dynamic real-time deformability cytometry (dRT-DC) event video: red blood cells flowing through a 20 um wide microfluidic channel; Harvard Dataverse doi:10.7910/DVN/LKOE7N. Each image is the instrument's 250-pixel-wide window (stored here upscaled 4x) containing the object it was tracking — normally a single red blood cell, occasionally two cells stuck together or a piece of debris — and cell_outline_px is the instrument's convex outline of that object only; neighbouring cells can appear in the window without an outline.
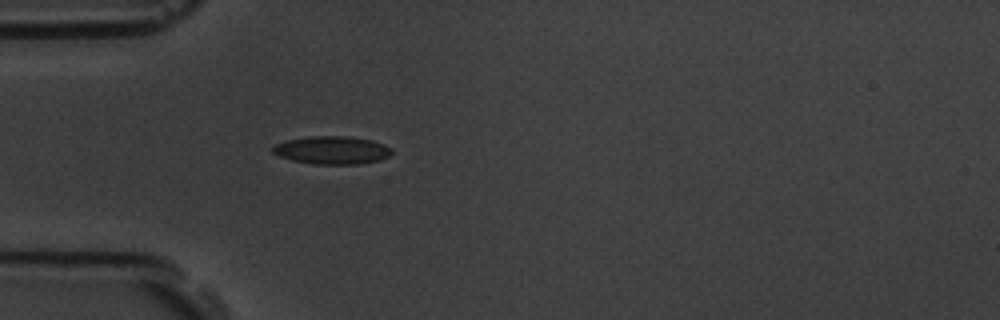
{"species": "common noctule bat (a hibernating species)", "species_latin": "Nyctalus noctula", "temperature_condition": "room temperature", "stored_images_in_passage": 4, "camera_frame_rate_fps": 3000, "um_per_image_px": 0.085, "animal": {"sex": "male", "body_mass_g": 19.5, "forearm_length_mm": 54.6}, "frame": {"image": 1, "passage_image": 4, "time_ms": 4.333, "image_size_px": [1000, 320], "cell_outline_px": [[392, 152], [388, 156], [380, 160], [360, 164], [312, 164], [292, 160], [280, 156], [272, 152], [272, 148], [276, 144], [288, 140], [308, 136], [344, 136], [372, 140], [384, 144], [392, 148]], "centroid_in_image_um": [28.24, 12.76], "position_along_channel_um": 56.8, "area_um2": 19.36}}